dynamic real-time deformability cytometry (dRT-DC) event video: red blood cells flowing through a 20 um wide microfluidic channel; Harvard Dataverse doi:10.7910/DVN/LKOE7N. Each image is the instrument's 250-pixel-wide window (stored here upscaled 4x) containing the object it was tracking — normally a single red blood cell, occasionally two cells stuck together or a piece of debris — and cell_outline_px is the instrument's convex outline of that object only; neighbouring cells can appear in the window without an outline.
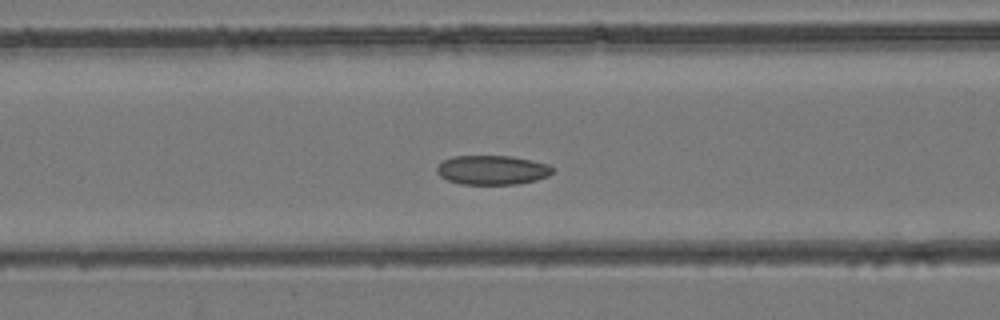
{"species": "common noctule bat (a hibernating species)", "species_latin": "Nyctalus noctula", "temperature_condition": "room temperature", "stored_images_in_passage": 42, "segment_of_instrument_passage": [1, 2], "camera_frame_rate_fps": 3000, "um_per_image_px": 0.085, "animal": {"sex": "female", "body_mass_g": 24.6, "forearm_length_mm": 56.2}, "frame": {"image": 1, "passage_image": 15, "time_ms": 4.667, "image_size_px": [1000, 320], "cell_outline_px": [[552, 172], [548, 176], [536, 180], [516, 184], [460, 184], [448, 180], [440, 176], [436, 172], [436, 168], [444, 160], [452, 156], [512, 156], [532, 160], [548, 164], [552, 168]], "centroid_in_image_um": [41.83, 14.45], "position_along_channel_um": 124.8, "area_um2": 19.71}}
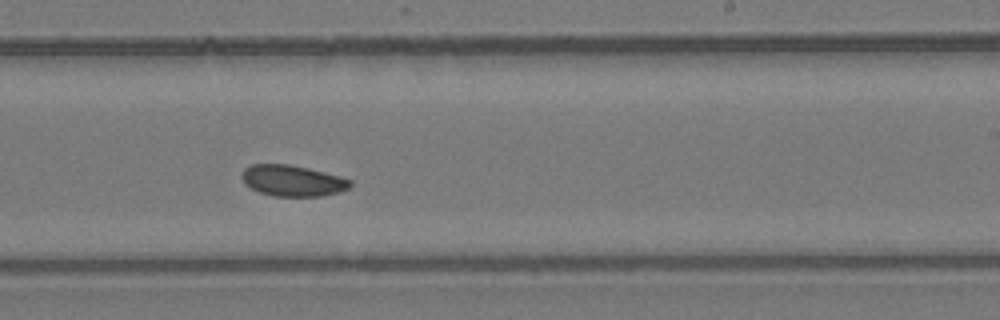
{"frame": {"image": 2, "passage_image": 24, "time_ms": 7.667, "image_size_px": [1000, 320], "cell_outline_px": [[352, 184], [348, 188], [340, 192], [324, 196], [276, 196], [260, 192], [244, 184], [240, 176], [240, 172], [244, 168], [252, 164], [288, 164], [308, 168], [340, 176], [352, 180]], "centroid_in_image_um": [24.85, 15.35], "position_along_channel_um": 264.1, "area_um2": 19.77}}
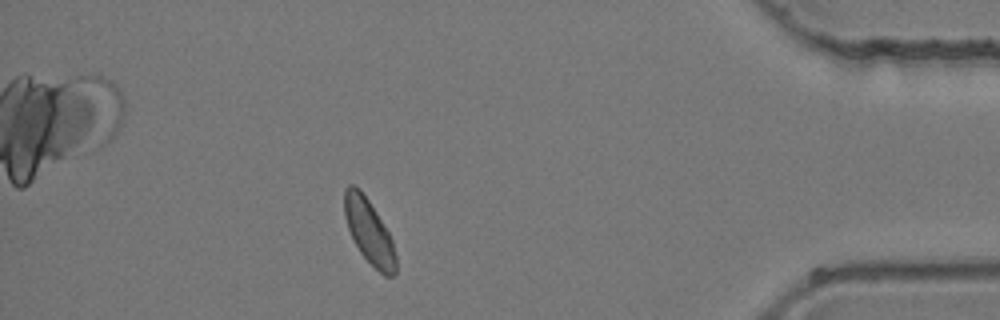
{"frame": {"image": 3, "passage_image": 36, "time_ms": 11.667, "image_size_px": [1000, 320], "cell_outline_px": [[396, 272], [392, 276], [384, 276], [360, 252], [348, 228], [344, 216], [344, 188], [348, 184], [352, 184], [360, 188], [376, 212], [388, 232], [392, 240], [396, 256]], "centroid_in_image_um": [31.36, 19.65], "position_along_channel_um": 403.8, "area_um2": 19.07}}